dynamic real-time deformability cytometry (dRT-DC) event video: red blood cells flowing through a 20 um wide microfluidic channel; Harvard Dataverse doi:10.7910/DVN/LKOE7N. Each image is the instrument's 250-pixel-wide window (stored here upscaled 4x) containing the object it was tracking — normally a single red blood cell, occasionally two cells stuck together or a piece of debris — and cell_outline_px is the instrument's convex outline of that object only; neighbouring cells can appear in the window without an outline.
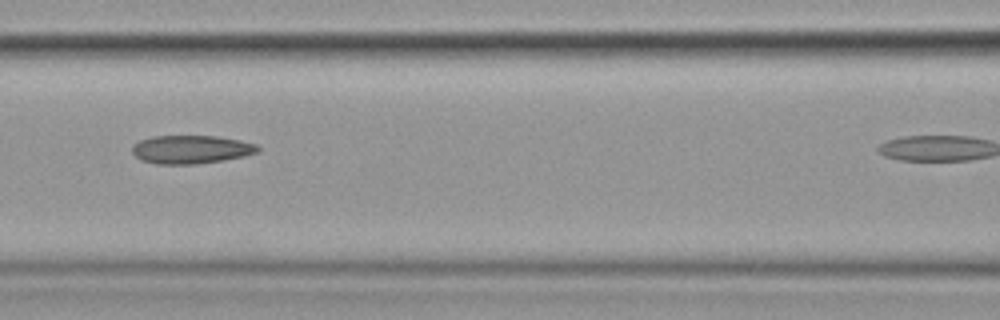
{"species": "common noctule bat (a hibernating species)", "species_latin": "Nyctalus noctula", "temperature_condition": "cold", "stored_images_in_passage": 6, "camera_frame_rate_fps": 3000, "um_per_image_px": 0.085, "animal": {"sex": "female", "body_mass_g": 19.9}, "frame": {"image": 1, "passage_image": 4, "time_ms": 3.667, "image_size_px": [1000, 320], "cell_outline_px": [[260, 152], [244, 156], [220, 160], [192, 164], [156, 164], [140, 160], [132, 152], [132, 144], [140, 140], [152, 136], [216, 136], [240, 140], [256, 144], [260, 148]], "centroid_in_image_um": [16.22, 12.69], "position_along_channel_um": 150.4, "area_um2": 20.75}}
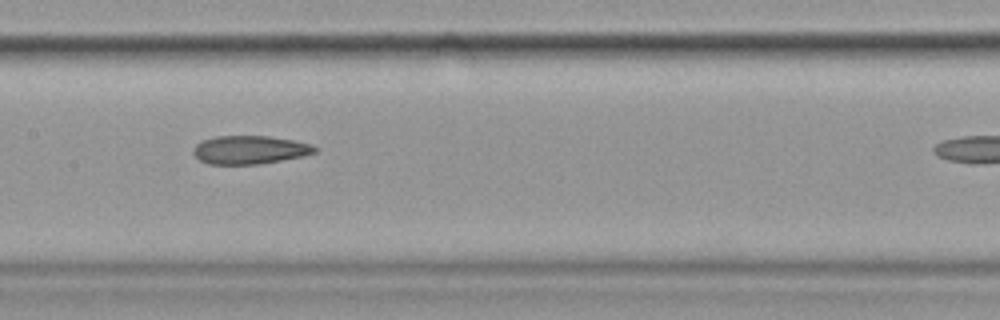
{"frame": {"image": 2, "passage_image": 5, "time_ms": 4.667, "image_size_px": [1000, 320], "cell_outline_px": [[316, 152], [304, 156], [260, 164], [208, 164], [200, 160], [192, 152], [192, 148], [200, 140], [216, 136], [268, 136], [296, 140], [312, 144], [316, 148]], "centroid_in_image_um": [21.22, 12.73], "position_along_channel_um": 186.2, "area_um2": 20.29}}